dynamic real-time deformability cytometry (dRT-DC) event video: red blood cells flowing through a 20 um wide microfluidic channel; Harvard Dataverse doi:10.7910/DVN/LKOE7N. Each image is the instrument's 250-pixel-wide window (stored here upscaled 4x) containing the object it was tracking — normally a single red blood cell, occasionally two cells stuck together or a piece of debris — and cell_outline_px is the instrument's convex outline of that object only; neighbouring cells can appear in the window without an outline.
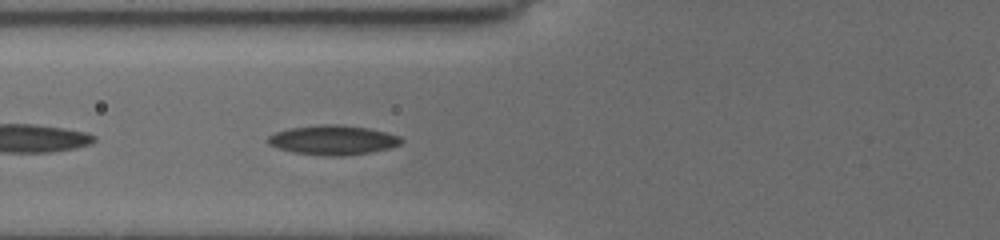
{"species": "common noctule bat (a hibernating species)", "species_latin": "Nyctalus noctula", "temperature_condition": "cold", "stored_images_in_passage": 43, "camera_frame_rate_fps": 3000, "um_per_image_px": 0.085, "animal": {"sex": "female", "body_mass_g": 19.5, "forearm_length_mm": 54.1}, "frame": {"image": 1, "passage_image": 7, "time_ms": 1.0, "image_size_px": [1000, 240], "cell_outline_px": [[404, 140], [400, 144], [388, 148], [372, 152], [344, 156], [320, 156], [292, 152], [276, 148], [268, 144], [264, 140], [268, 136], [276, 132], [288, 128], [316, 124], [336, 124], [368, 128], [388, 132], [400, 136]], "centroid_in_image_um": [28.26, 11.9], "position_along_channel_um": 97.5, "area_um2": 23.41}}
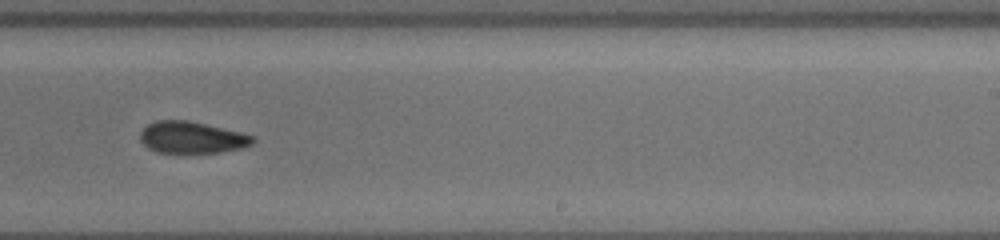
{"frame": {"image": 2, "passage_image": 20, "time_ms": 5.667, "image_size_px": [1000, 240], "cell_outline_px": [[256, 140], [252, 144], [244, 148], [220, 152], [156, 152], [148, 148], [140, 140], [140, 132], [148, 124], [156, 120], [188, 120], [240, 132], [256, 136]], "centroid_in_image_um": [16.33, 11.68], "position_along_channel_um": 272.7, "area_um2": 20.81}}
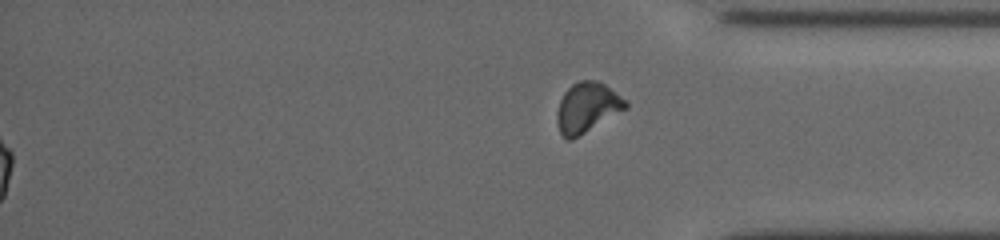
{"frame": {"image": 3, "passage_image": 43, "time_ms": 12.333, "image_size_px": [1000, 240], "cell_outline_px": [[628, 108], [572, 140], [568, 140], [560, 132], [556, 120], [556, 112], [560, 100], [564, 92], [572, 84], [580, 80], [600, 80], [628, 100]], "centroid_in_image_um": [49.93, 9.12], "position_along_channel_um": 385.3, "area_um2": 20.29}, "authors_computed_cell_mechanics": {"area_um2": 21.4438, "velocity_mm_per_s": 3.7539, "shape_relaxation_time_tau1_ms": 5.1233, "shape_relaxation_time_tau2_ms": 5.3417, "deformation_change_tau1": 0.1304, "deformation_change_tau2": 0.1178}}